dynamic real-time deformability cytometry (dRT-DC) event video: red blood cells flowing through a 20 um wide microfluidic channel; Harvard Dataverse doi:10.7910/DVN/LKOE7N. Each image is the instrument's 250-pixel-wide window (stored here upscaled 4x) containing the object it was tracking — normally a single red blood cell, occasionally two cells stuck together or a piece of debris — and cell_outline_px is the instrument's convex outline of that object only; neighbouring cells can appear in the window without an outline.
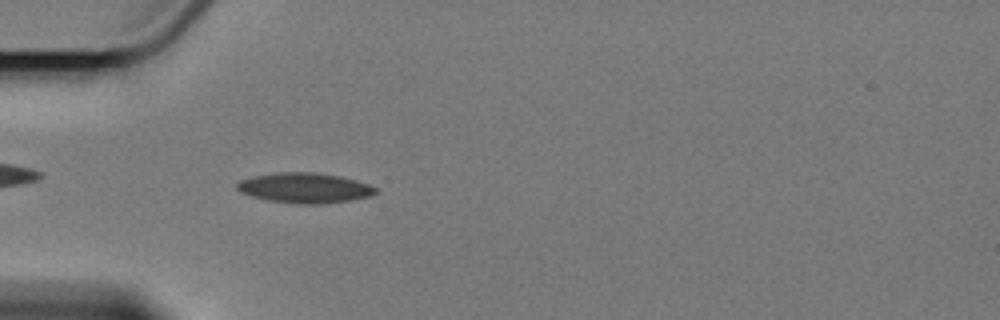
{"species": "Egyptian fruit bat (a non-hibernating species)", "species_latin": "Rousettus aegyptiacus", "temperature_condition": "cold", "stored_images_in_passage": 4, "camera_frame_rate_fps": 3000, "um_per_image_px": 0.085, "animal": {"sex": "female"}, "frame": {"image": 1, "passage_image": 4, "time_ms": 6.0, "image_size_px": [1000, 320], "cell_outline_px": [[376, 192], [368, 196], [348, 200], [320, 204], [296, 204], [268, 200], [252, 196], [240, 192], [236, 188], [236, 184], [240, 180], [256, 176], [284, 172], [316, 172], [340, 176], [356, 180], [368, 184], [376, 188]], "centroid_in_image_um": [25.88, 15.97], "position_along_channel_um": 59.1, "area_um2": 24.04}}